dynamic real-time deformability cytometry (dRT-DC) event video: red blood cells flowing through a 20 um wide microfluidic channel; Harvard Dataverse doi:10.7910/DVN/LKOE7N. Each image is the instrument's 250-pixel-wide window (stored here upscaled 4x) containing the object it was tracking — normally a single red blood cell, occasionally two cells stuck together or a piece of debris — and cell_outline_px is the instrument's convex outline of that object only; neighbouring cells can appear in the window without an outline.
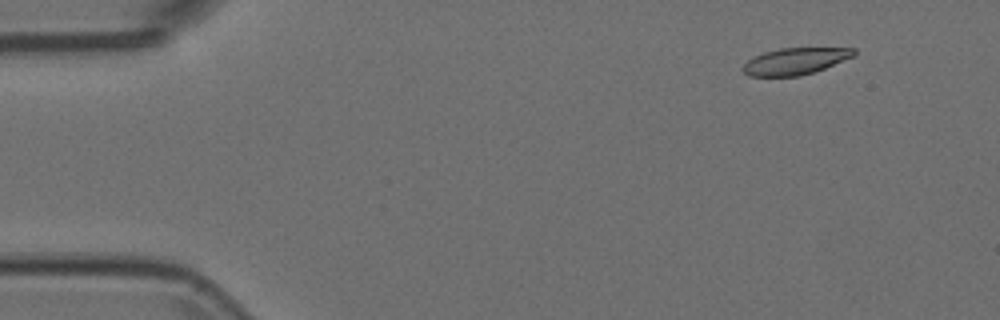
{"species": "Egyptian fruit bat (a non-hibernating species)", "species_latin": "Rousettus aegyptiacus", "temperature_condition": "room temperature", "stored_images_in_passage": 12, "camera_frame_rate_fps": 3000, "um_per_image_px": 0.085, "animal": {"sex": "female"}, "frame": {"image": 1, "passage_image": 1, "time_ms": 0.0, "image_size_px": [1000, 320], "cell_outline_px": [[856, 52], [852, 56], [824, 68], [800, 76], [748, 76], [740, 68], [748, 60], [764, 52], [780, 48], [856, 48]], "centroid_in_image_um": [67.54, 5.2], "position_along_channel_um": 17.5, "area_um2": 16.99}}
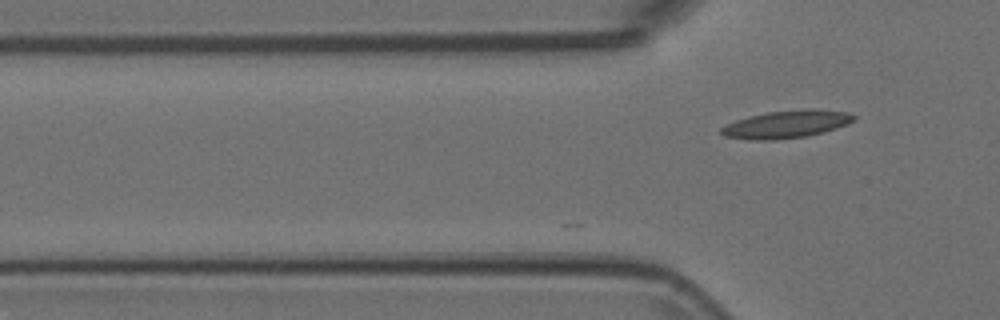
{"frame": {"image": 2, "passage_image": 12, "time_ms": 3.667, "image_size_px": [1000, 320], "cell_outline_px": [[856, 120], [848, 124], [824, 132], [804, 136], [776, 140], [748, 140], [724, 136], [720, 132], [720, 128], [736, 120], [748, 116], [768, 112], [812, 108], [848, 112], [856, 116]], "centroid_in_image_um": [66.86, 10.56], "position_along_channel_um": 58.9, "area_um2": 21.44}}